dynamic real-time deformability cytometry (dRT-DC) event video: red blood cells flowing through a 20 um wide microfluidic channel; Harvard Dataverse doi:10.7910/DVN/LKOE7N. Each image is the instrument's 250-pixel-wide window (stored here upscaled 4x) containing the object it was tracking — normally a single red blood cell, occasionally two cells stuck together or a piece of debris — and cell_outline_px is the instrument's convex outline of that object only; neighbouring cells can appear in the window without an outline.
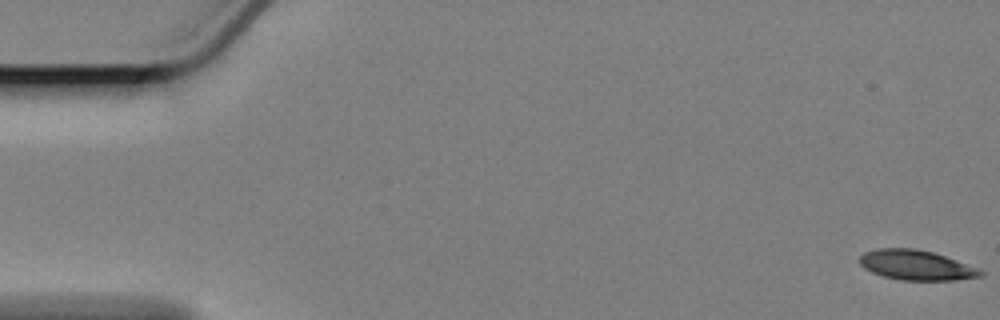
{"species": "Egyptian fruit bat (a non-hibernating species)", "species_latin": "Rousettus aegyptiacus", "temperature_condition": "cold", "stored_images_in_passage": 60, "camera_frame_rate_fps": 3000, "um_per_image_px": 0.085, "animal": {"sex": "female"}, "frame": {"image": 1, "passage_image": 1, "time_ms": 0.0, "image_size_px": [1000, 320], "cell_outline_px": [[984, 276], [956, 280], [904, 280], [884, 276], [872, 272], [864, 268], [860, 264], [860, 256], [864, 252], [876, 248], [916, 248], [932, 252], [956, 260], [976, 268], [984, 272]], "centroid_in_image_um": [77.86, 22.53], "position_along_channel_um": 7.1, "area_um2": 20.92}}
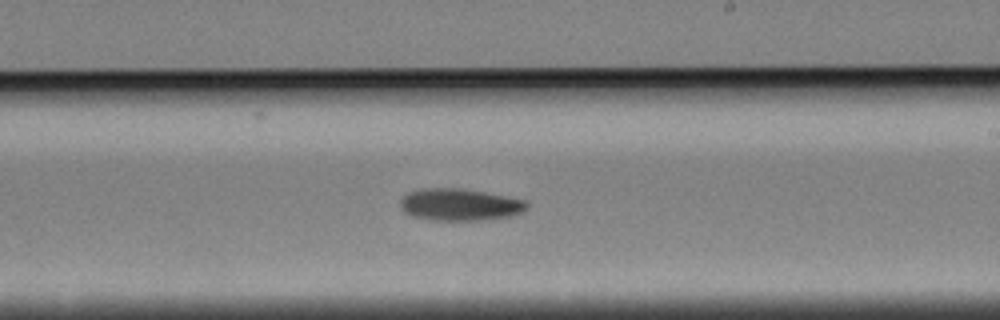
{"frame": {"image": 2, "passage_image": 35, "time_ms": 11.333, "image_size_px": [1000, 320], "cell_outline_px": [[528, 208], [520, 212], [508, 216], [484, 220], [428, 220], [412, 216], [404, 212], [400, 208], [400, 200], [408, 192], [420, 188], [460, 188], [504, 196], [524, 200], [528, 204]], "centroid_in_image_um": [39.01, 17.39], "position_along_channel_um": 250.0, "area_um2": 23.52}}
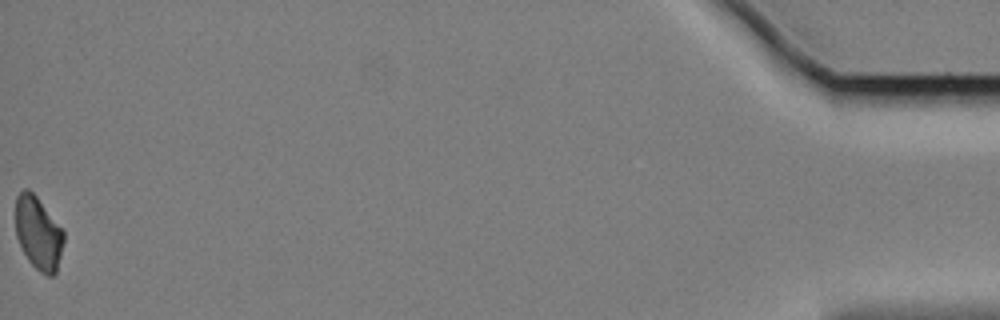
{"frame": {"image": 3, "passage_image": 60, "time_ms": 19.667, "image_size_px": [1000, 320], "cell_outline_px": [[64, 240], [56, 272], [52, 276], [48, 276], [40, 272], [28, 260], [16, 236], [16, 196], [24, 188], [28, 188], [36, 196], [64, 232]], "centroid_in_image_um": [3.25, 19.82], "position_along_channel_um": 432.0, "area_um2": 20.17}, "authors_computed_cell_mechanics": {"area_um2": 22.3397, "velocity_mm_per_s": 3.3565, "shape_relaxation_time_tau1_ms": 5.8815, "shape_relaxation_time_tau2_ms": null, "deformation_change_tau1": 0.111, "deformation_change_tau2": null}}